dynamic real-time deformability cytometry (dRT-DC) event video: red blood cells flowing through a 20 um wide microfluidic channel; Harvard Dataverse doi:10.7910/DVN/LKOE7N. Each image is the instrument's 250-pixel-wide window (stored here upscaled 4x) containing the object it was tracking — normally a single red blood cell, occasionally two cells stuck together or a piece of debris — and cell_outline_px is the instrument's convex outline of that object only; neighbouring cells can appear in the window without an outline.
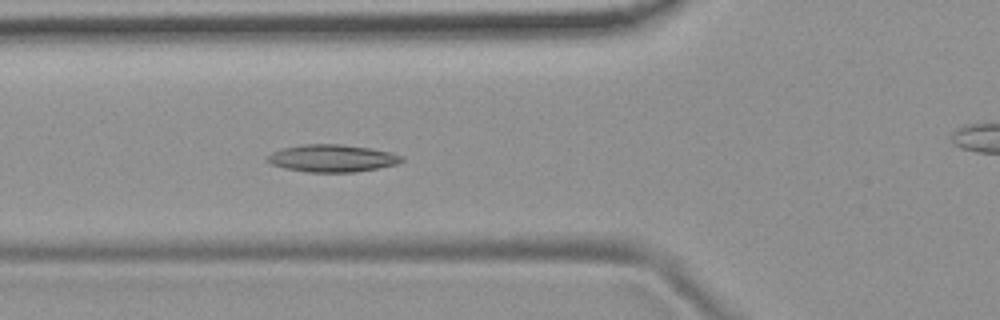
{"species": "common noctule bat (a hibernating species)", "species_latin": "Nyctalus noctula", "temperature_condition": "room temperature", "stored_images_in_passage": 55, "camera_frame_rate_fps": 3000, "um_per_image_px": 0.085, "animal": {"sex": "female", "body_mass_g": 19.9}, "frame": {"image": 1, "passage_image": 20, "time_ms": 6.333, "image_size_px": [1000, 320], "cell_outline_px": [[404, 160], [396, 164], [356, 172], [308, 172], [284, 168], [272, 164], [264, 160], [264, 156], [272, 152], [284, 148], [300, 144], [340, 144], [372, 148], [404, 156]], "centroid_in_image_um": [28.19, 13.45], "position_along_channel_um": 97.6, "area_um2": 21.5}}
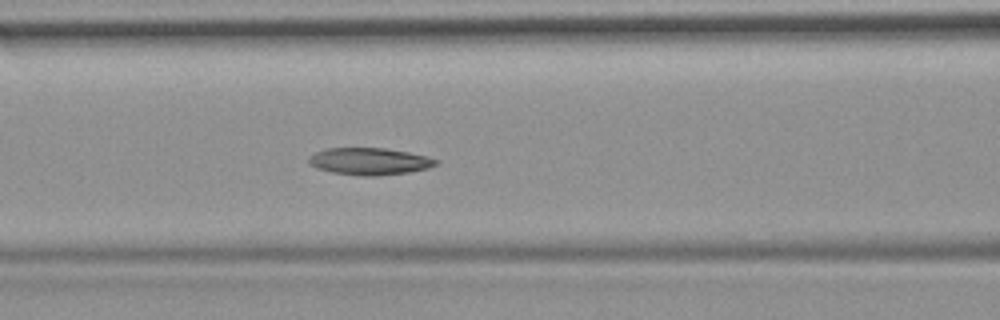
{"frame": {"image": 2, "passage_image": 23, "time_ms": 7.333, "image_size_px": [1000, 320], "cell_outline_px": [[440, 160], [436, 164], [428, 168], [408, 172], [376, 176], [360, 176], [332, 172], [316, 168], [308, 164], [308, 156], [316, 152], [328, 148], [384, 148], [408, 152], [428, 156]], "centroid_in_image_um": [31.39, 13.71], "position_along_channel_um": 135.2, "area_um2": 20.11}}
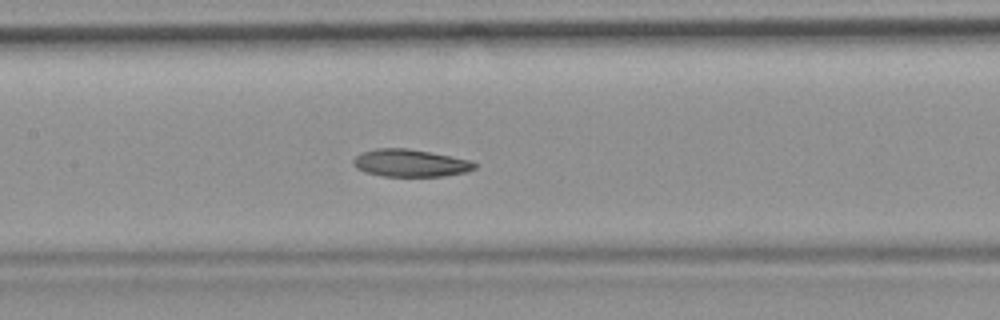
{"frame": {"image": 3, "passage_image": 26, "time_ms": 8.333, "image_size_px": [1000, 320], "cell_outline_px": [[476, 168], [468, 172], [444, 176], [384, 176], [364, 172], [356, 168], [352, 164], [352, 160], [360, 152], [376, 148], [408, 148], [472, 160], [476, 164]], "centroid_in_image_um": [34.86, 13.86], "position_along_channel_um": 172.5, "area_um2": 19.59}, "authors_computed_cell_mechanics": {"area_um2": 20.4612, "velocity_mm_per_s": 3.7353, "shape_relaxation_time_tau1_ms": null, "shape_relaxation_time_tau2_ms": 7.4199, "deformation_change_tau1": null, "deformation_change_tau2": 0.1578}}